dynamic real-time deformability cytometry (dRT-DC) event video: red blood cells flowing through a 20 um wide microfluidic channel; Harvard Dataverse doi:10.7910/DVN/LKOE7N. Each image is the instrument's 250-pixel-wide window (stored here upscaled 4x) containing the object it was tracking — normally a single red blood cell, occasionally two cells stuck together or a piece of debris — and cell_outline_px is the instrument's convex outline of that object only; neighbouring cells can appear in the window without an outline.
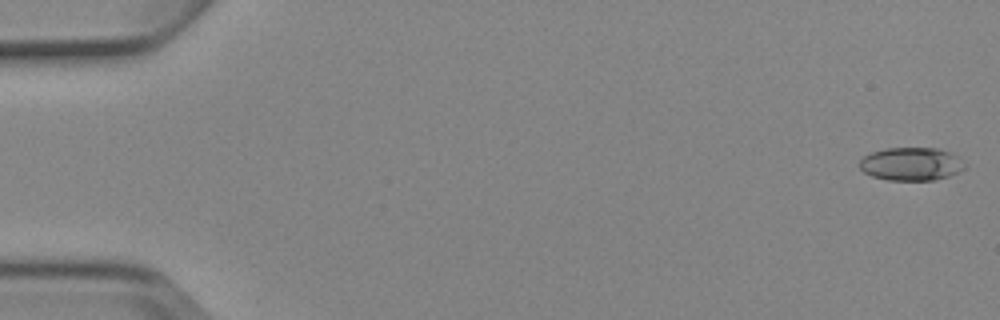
{"species": "Egyptian fruit bat (a non-hibernating species)", "species_latin": "Rousettus aegyptiacus", "temperature_condition": "cold", "stored_images_in_passage": 7, "camera_frame_rate_fps": 3000, "um_per_image_px": 0.085, "animal": {"sex": "female"}, "frame": {"image": 1, "passage_image": 1, "time_ms": 0.0, "image_size_px": [1000, 320], "cell_outline_px": [[968, 164], [960, 172], [936, 180], [888, 180], [872, 176], [864, 172], [860, 168], [860, 160], [864, 156], [872, 152], [884, 148], [940, 148], [960, 156]], "centroid_in_image_um": [77.52, 13.93], "position_along_channel_um": 7.5, "area_um2": 20.63}}
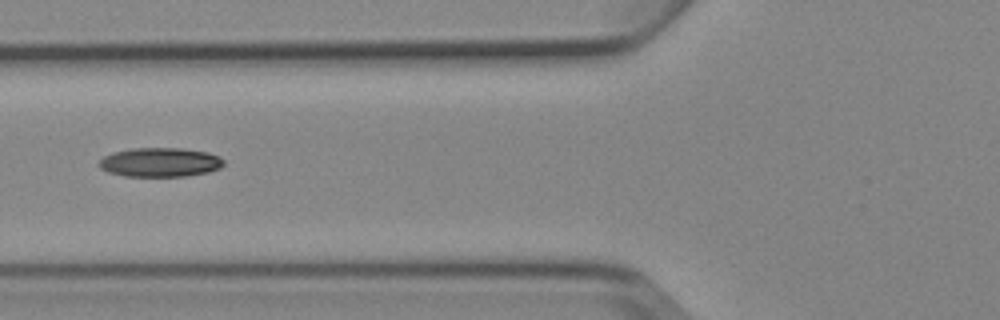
{"frame": {"image": 2, "passage_image": 6, "time_ms": 6.667, "image_size_px": [1000, 320], "cell_outline_px": [[224, 164], [220, 168], [208, 172], [184, 176], [124, 176], [108, 172], [100, 168], [100, 160], [104, 156], [112, 152], [132, 148], [180, 148], [208, 152], [220, 156], [224, 160]], "centroid_in_image_um": [13.62, 13.79], "position_along_channel_um": 112.2, "area_um2": 21.21}}
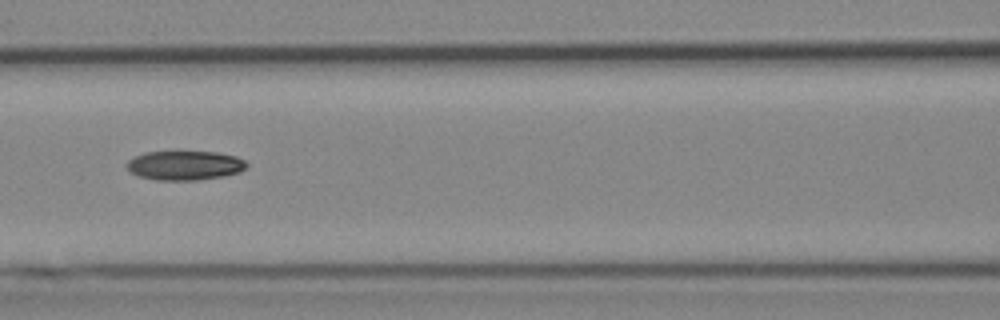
{"frame": {"image": 3, "passage_image": 7, "time_ms": 7.667, "image_size_px": [1000, 320], "cell_outline_px": [[248, 164], [240, 172], [224, 176], [200, 180], [156, 180], [136, 176], [124, 164], [132, 156], [144, 152], [176, 148], [216, 152], [236, 156], [244, 160]], "centroid_in_image_um": [15.65, 14.0], "position_along_channel_um": 151.0, "area_um2": 21.68}}